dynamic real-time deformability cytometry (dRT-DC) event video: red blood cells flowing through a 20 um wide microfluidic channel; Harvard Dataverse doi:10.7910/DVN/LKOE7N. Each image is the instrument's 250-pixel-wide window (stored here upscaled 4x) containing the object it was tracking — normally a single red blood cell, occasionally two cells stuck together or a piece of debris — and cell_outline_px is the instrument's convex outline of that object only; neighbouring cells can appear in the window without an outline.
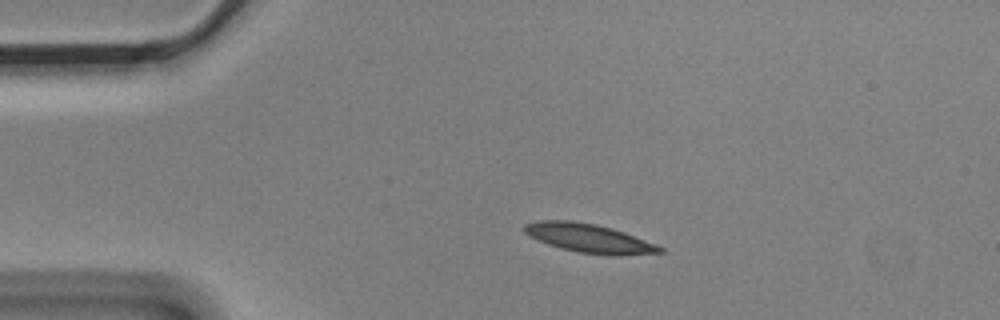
{"species": "Egyptian fruit bat (a non-hibernating species)", "species_latin": "Rousettus aegyptiacus", "temperature_condition": "cold", "stored_images_in_passage": 2, "camera_frame_rate_fps": 3000, "um_per_image_px": 0.085, "animal": {"sex": "male"}, "frame": {"image": 1, "passage_image": 1, "time_ms": 0.0, "image_size_px": [1000, 320], "cell_outline_px": [[664, 252], [620, 256], [608, 256], [580, 252], [560, 248], [548, 244], [528, 236], [524, 232], [524, 224], [540, 220], [572, 220], [596, 224], [612, 228], [624, 232], [656, 244], [664, 248]], "centroid_in_image_um": [50.08, 20.25], "position_along_channel_um": 34.9, "area_um2": 22.89}}